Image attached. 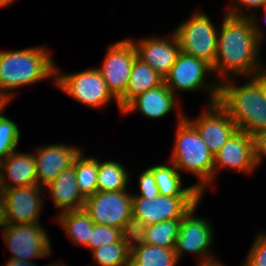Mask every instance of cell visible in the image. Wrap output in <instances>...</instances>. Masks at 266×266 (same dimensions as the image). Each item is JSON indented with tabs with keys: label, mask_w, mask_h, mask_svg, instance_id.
I'll return each mask as SVG.
<instances>
[{
	"label": "cell",
	"mask_w": 266,
	"mask_h": 266,
	"mask_svg": "<svg viewBox=\"0 0 266 266\" xmlns=\"http://www.w3.org/2000/svg\"><path fill=\"white\" fill-rule=\"evenodd\" d=\"M254 15V12L247 14V17L226 14L223 19L220 32L218 30L217 56L212 67L213 74L221 75L223 81L230 79V75L253 77L264 69L258 53L265 35Z\"/></svg>",
	"instance_id": "cell-1"
},
{
	"label": "cell",
	"mask_w": 266,
	"mask_h": 266,
	"mask_svg": "<svg viewBox=\"0 0 266 266\" xmlns=\"http://www.w3.org/2000/svg\"><path fill=\"white\" fill-rule=\"evenodd\" d=\"M48 49L30 47L14 51H0V95L9 103L18 87L38 83L53 77L56 66ZM10 91V92H9Z\"/></svg>",
	"instance_id": "cell-2"
},
{
	"label": "cell",
	"mask_w": 266,
	"mask_h": 266,
	"mask_svg": "<svg viewBox=\"0 0 266 266\" xmlns=\"http://www.w3.org/2000/svg\"><path fill=\"white\" fill-rule=\"evenodd\" d=\"M231 81H220L218 103L229 113L238 130L253 137L266 131V100L261 86L252 77L241 86Z\"/></svg>",
	"instance_id": "cell-3"
},
{
	"label": "cell",
	"mask_w": 266,
	"mask_h": 266,
	"mask_svg": "<svg viewBox=\"0 0 266 266\" xmlns=\"http://www.w3.org/2000/svg\"><path fill=\"white\" fill-rule=\"evenodd\" d=\"M176 139L170 162L177 169L186 170L198 177L194 187L203 196L212 183L214 154L209 150L196 128L187 120L183 112H178Z\"/></svg>",
	"instance_id": "cell-4"
},
{
	"label": "cell",
	"mask_w": 266,
	"mask_h": 266,
	"mask_svg": "<svg viewBox=\"0 0 266 266\" xmlns=\"http://www.w3.org/2000/svg\"><path fill=\"white\" fill-rule=\"evenodd\" d=\"M174 32L181 52L202 59L213 67L217 56L218 30L206 13H194Z\"/></svg>",
	"instance_id": "cell-5"
},
{
	"label": "cell",
	"mask_w": 266,
	"mask_h": 266,
	"mask_svg": "<svg viewBox=\"0 0 266 266\" xmlns=\"http://www.w3.org/2000/svg\"><path fill=\"white\" fill-rule=\"evenodd\" d=\"M54 86L90 108L106 107L113 99L118 104V100L109 91L103 76L97 68L61 75V72L56 67Z\"/></svg>",
	"instance_id": "cell-6"
},
{
	"label": "cell",
	"mask_w": 266,
	"mask_h": 266,
	"mask_svg": "<svg viewBox=\"0 0 266 266\" xmlns=\"http://www.w3.org/2000/svg\"><path fill=\"white\" fill-rule=\"evenodd\" d=\"M211 72L212 66L204 60L180 52L164 83L174 94L175 91L193 92L207 88L209 104H212L218 102L220 82H216V85L206 83L207 73Z\"/></svg>",
	"instance_id": "cell-7"
},
{
	"label": "cell",
	"mask_w": 266,
	"mask_h": 266,
	"mask_svg": "<svg viewBox=\"0 0 266 266\" xmlns=\"http://www.w3.org/2000/svg\"><path fill=\"white\" fill-rule=\"evenodd\" d=\"M1 231L5 245L13 253L10 258L32 261L52 253L48 234L39 223L7 224Z\"/></svg>",
	"instance_id": "cell-8"
},
{
	"label": "cell",
	"mask_w": 266,
	"mask_h": 266,
	"mask_svg": "<svg viewBox=\"0 0 266 266\" xmlns=\"http://www.w3.org/2000/svg\"><path fill=\"white\" fill-rule=\"evenodd\" d=\"M202 196H132V214L146 225L172 219H182Z\"/></svg>",
	"instance_id": "cell-9"
},
{
	"label": "cell",
	"mask_w": 266,
	"mask_h": 266,
	"mask_svg": "<svg viewBox=\"0 0 266 266\" xmlns=\"http://www.w3.org/2000/svg\"><path fill=\"white\" fill-rule=\"evenodd\" d=\"M83 208L95 224L121 229L132 215V194L127 189L116 192L96 191L85 199Z\"/></svg>",
	"instance_id": "cell-10"
},
{
	"label": "cell",
	"mask_w": 266,
	"mask_h": 266,
	"mask_svg": "<svg viewBox=\"0 0 266 266\" xmlns=\"http://www.w3.org/2000/svg\"><path fill=\"white\" fill-rule=\"evenodd\" d=\"M199 204L200 200L181 219L174 248L178 260L184 252L203 256L199 263L216 259L208 251L214 237L212 225L206 218L204 219L194 215Z\"/></svg>",
	"instance_id": "cell-11"
},
{
	"label": "cell",
	"mask_w": 266,
	"mask_h": 266,
	"mask_svg": "<svg viewBox=\"0 0 266 266\" xmlns=\"http://www.w3.org/2000/svg\"><path fill=\"white\" fill-rule=\"evenodd\" d=\"M137 58L131 39L120 40L109 46L99 72L112 95L118 100L126 91L131 69Z\"/></svg>",
	"instance_id": "cell-12"
},
{
	"label": "cell",
	"mask_w": 266,
	"mask_h": 266,
	"mask_svg": "<svg viewBox=\"0 0 266 266\" xmlns=\"http://www.w3.org/2000/svg\"><path fill=\"white\" fill-rule=\"evenodd\" d=\"M208 108L198 118L187 120L196 128L209 150L215 155L238 128L218 102L208 105Z\"/></svg>",
	"instance_id": "cell-13"
},
{
	"label": "cell",
	"mask_w": 266,
	"mask_h": 266,
	"mask_svg": "<svg viewBox=\"0 0 266 266\" xmlns=\"http://www.w3.org/2000/svg\"><path fill=\"white\" fill-rule=\"evenodd\" d=\"M39 185L1 190L6 199L8 224L39 223L44 194Z\"/></svg>",
	"instance_id": "cell-14"
},
{
	"label": "cell",
	"mask_w": 266,
	"mask_h": 266,
	"mask_svg": "<svg viewBox=\"0 0 266 266\" xmlns=\"http://www.w3.org/2000/svg\"><path fill=\"white\" fill-rule=\"evenodd\" d=\"M222 167L252 173L256 168L253 136L245 131L237 130L214 155L213 178Z\"/></svg>",
	"instance_id": "cell-15"
},
{
	"label": "cell",
	"mask_w": 266,
	"mask_h": 266,
	"mask_svg": "<svg viewBox=\"0 0 266 266\" xmlns=\"http://www.w3.org/2000/svg\"><path fill=\"white\" fill-rule=\"evenodd\" d=\"M168 38H161L160 36L147 37L141 39L137 44L131 40L135 46L137 58L152 67L163 78L169 74L171 67L181 52L179 41L174 31Z\"/></svg>",
	"instance_id": "cell-16"
},
{
	"label": "cell",
	"mask_w": 266,
	"mask_h": 266,
	"mask_svg": "<svg viewBox=\"0 0 266 266\" xmlns=\"http://www.w3.org/2000/svg\"><path fill=\"white\" fill-rule=\"evenodd\" d=\"M80 147L64 144H49L38 147L34 155L36 162L37 185L46 187L64 169L73 165Z\"/></svg>",
	"instance_id": "cell-17"
},
{
	"label": "cell",
	"mask_w": 266,
	"mask_h": 266,
	"mask_svg": "<svg viewBox=\"0 0 266 266\" xmlns=\"http://www.w3.org/2000/svg\"><path fill=\"white\" fill-rule=\"evenodd\" d=\"M37 184L34 154L13 151L0 162V190Z\"/></svg>",
	"instance_id": "cell-18"
},
{
	"label": "cell",
	"mask_w": 266,
	"mask_h": 266,
	"mask_svg": "<svg viewBox=\"0 0 266 266\" xmlns=\"http://www.w3.org/2000/svg\"><path fill=\"white\" fill-rule=\"evenodd\" d=\"M163 82L161 85L147 90L133 98L123 109L122 112L130 113L139 111L143 116L151 119L162 118L167 115L179 100ZM178 102V103H177Z\"/></svg>",
	"instance_id": "cell-19"
},
{
	"label": "cell",
	"mask_w": 266,
	"mask_h": 266,
	"mask_svg": "<svg viewBox=\"0 0 266 266\" xmlns=\"http://www.w3.org/2000/svg\"><path fill=\"white\" fill-rule=\"evenodd\" d=\"M45 188L50 190L54 206L61 210L60 213L84 207L85 198L79 192L76 182L75 159L72 166L61 171Z\"/></svg>",
	"instance_id": "cell-20"
},
{
	"label": "cell",
	"mask_w": 266,
	"mask_h": 266,
	"mask_svg": "<svg viewBox=\"0 0 266 266\" xmlns=\"http://www.w3.org/2000/svg\"><path fill=\"white\" fill-rule=\"evenodd\" d=\"M164 78L159 75L152 67L141 61L139 58L134 60L129 83L125 93L118 99L120 112L136 96L145 93L147 90L161 85Z\"/></svg>",
	"instance_id": "cell-21"
},
{
	"label": "cell",
	"mask_w": 266,
	"mask_h": 266,
	"mask_svg": "<svg viewBox=\"0 0 266 266\" xmlns=\"http://www.w3.org/2000/svg\"><path fill=\"white\" fill-rule=\"evenodd\" d=\"M148 169L154 175L161 196H202L194 185L182 187L181 174L172 162L154 165Z\"/></svg>",
	"instance_id": "cell-22"
},
{
	"label": "cell",
	"mask_w": 266,
	"mask_h": 266,
	"mask_svg": "<svg viewBox=\"0 0 266 266\" xmlns=\"http://www.w3.org/2000/svg\"><path fill=\"white\" fill-rule=\"evenodd\" d=\"M59 214L57 216L58 224H61L70 240L77 245L87 247L95 223L84 208L65 211Z\"/></svg>",
	"instance_id": "cell-23"
},
{
	"label": "cell",
	"mask_w": 266,
	"mask_h": 266,
	"mask_svg": "<svg viewBox=\"0 0 266 266\" xmlns=\"http://www.w3.org/2000/svg\"><path fill=\"white\" fill-rule=\"evenodd\" d=\"M129 172L120 162L98 160L97 191L116 192L127 189Z\"/></svg>",
	"instance_id": "cell-24"
},
{
	"label": "cell",
	"mask_w": 266,
	"mask_h": 266,
	"mask_svg": "<svg viewBox=\"0 0 266 266\" xmlns=\"http://www.w3.org/2000/svg\"><path fill=\"white\" fill-rule=\"evenodd\" d=\"M178 262L174 249L151 244H144L130 253V266H175Z\"/></svg>",
	"instance_id": "cell-25"
},
{
	"label": "cell",
	"mask_w": 266,
	"mask_h": 266,
	"mask_svg": "<svg viewBox=\"0 0 266 266\" xmlns=\"http://www.w3.org/2000/svg\"><path fill=\"white\" fill-rule=\"evenodd\" d=\"M82 151L75 157V175L78 190L86 199L97 191L98 159L83 157Z\"/></svg>",
	"instance_id": "cell-26"
},
{
	"label": "cell",
	"mask_w": 266,
	"mask_h": 266,
	"mask_svg": "<svg viewBox=\"0 0 266 266\" xmlns=\"http://www.w3.org/2000/svg\"><path fill=\"white\" fill-rule=\"evenodd\" d=\"M181 219H172L148 225L146 244L174 249Z\"/></svg>",
	"instance_id": "cell-27"
},
{
	"label": "cell",
	"mask_w": 266,
	"mask_h": 266,
	"mask_svg": "<svg viewBox=\"0 0 266 266\" xmlns=\"http://www.w3.org/2000/svg\"><path fill=\"white\" fill-rule=\"evenodd\" d=\"M91 252L98 266H130V252L122 240L102 245Z\"/></svg>",
	"instance_id": "cell-28"
},
{
	"label": "cell",
	"mask_w": 266,
	"mask_h": 266,
	"mask_svg": "<svg viewBox=\"0 0 266 266\" xmlns=\"http://www.w3.org/2000/svg\"><path fill=\"white\" fill-rule=\"evenodd\" d=\"M147 227L148 225L133 214L124 222L121 228V240L130 253L146 244Z\"/></svg>",
	"instance_id": "cell-29"
},
{
	"label": "cell",
	"mask_w": 266,
	"mask_h": 266,
	"mask_svg": "<svg viewBox=\"0 0 266 266\" xmlns=\"http://www.w3.org/2000/svg\"><path fill=\"white\" fill-rule=\"evenodd\" d=\"M121 240V229L94 224V230L89 239L87 248L91 251L99 248L102 245H108L114 242H119Z\"/></svg>",
	"instance_id": "cell-30"
},
{
	"label": "cell",
	"mask_w": 266,
	"mask_h": 266,
	"mask_svg": "<svg viewBox=\"0 0 266 266\" xmlns=\"http://www.w3.org/2000/svg\"><path fill=\"white\" fill-rule=\"evenodd\" d=\"M139 190L140 194H134L132 196H139L142 198L151 199L153 197H157L160 195L158 187L155 182V178L153 173L147 168L144 170L143 173H141L139 179Z\"/></svg>",
	"instance_id": "cell-31"
},
{
	"label": "cell",
	"mask_w": 266,
	"mask_h": 266,
	"mask_svg": "<svg viewBox=\"0 0 266 266\" xmlns=\"http://www.w3.org/2000/svg\"><path fill=\"white\" fill-rule=\"evenodd\" d=\"M247 258L256 266H266V234H258Z\"/></svg>",
	"instance_id": "cell-32"
},
{
	"label": "cell",
	"mask_w": 266,
	"mask_h": 266,
	"mask_svg": "<svg viewBox=\"0 0 266 266\" xmlns=\"http://www.w3.org/2000/svg\"><path fill=\"white\" fill-rule=\"evenodd\" d=\"M0 111V138L1 139H19L20 131L18 125Z\"/></svg>",
	"instance_id": "cell-33"
},
{
	"label": "cell",
	"mask_w": 266,
	"mask_h": 266,
	"mask_svg": "<svg viewBox=\"0 0 266 266\" xmlns=\"http://www.w3.org/2000/svg\"><path fill=\"white\" fill-rule=\"evenodd\" d=\"M235 1V6L230 7L227 11L226 14H229L231 16H235V17H247V13L244 14L243 12L241 13L239 10V6H244L247 7L249 9L254 8V9H259L261 7H266V0H234ZM239 5V6H238Z\"/></svg>",
	"instance_id": "cell-34"
},
{
	"label": "cell",
	"mask_w": 266,
	"mask_h": 266,
	"mask_svg": "<svg viewBox=\"0 0 266 266\" xmlns=\"http://www.w3.org/2000/svg\"><path fill=\"white\" fill-rule=\"evenodd\" d=\"M254 143V161L256 167L262 161L263 156H266V131L256 134L253 137Z\"/></svg>",
	"instance_id": "cell-35"
},
{
	"label": "cell",
	"mask_w": 266,
	"mask_h": 266,
	"mask_svg": "<svg viewBox=\"0 0 266 266\" xmlns=\"http://www.w3.org/2000/svg\"><path fill=\"white\" fill-rule=\"evenodd\" d=\"M19 139H1L0 138V161L6 159L16 150Z\"/></svg>",
	"instance_id": "cell-36"
},
{
	"label": "cell",
	"mask_w": 266,
	"mask_h": 266,
	"mask_svg": "<svg viewBox=\"0 0 266 266\" xmlns=\"http://www.w3.org/2000/svg\"><path fill=\"white\" fill-rule=\"evenodd\" d=\"M8 224L7 205L4 194L0 190V227L4 228Z\"/></svg>",
	"instance_id": "cell-37"
},
{
	"label": "cell",
	"mask_w": 266,
	"mask_h": 266,
	"mask_svg": "<svg viewBox=\"0 0 266 266\" xmlns=\"http://www.w3.org/2000/svg\"><path fill=\"white\" fill-rule=\"evenodd\" d=\"M252 78L261 86L264 99L266 100V68L258 71Z\"/></svg>",
	"instance_id": "cell-38"
},
{
	"label": "cell",
	"mask_w": 266,
	"mask_h": 266,
	"mask_svg": "<svg viewBox=\"0 0 266 266\" xmlns=\"http://www.w3.org/2000/svg\"><path fill=\"white\" fill-rule=\"evenodd\" d=\"M5 266H36V264L35 262L33 263V261L10 258Z\"/></svg>",
	"instance_id": "cell-39"
},
{
	"label": "cell",
	"mask_w": 266,
	"mask_h": 266,
	"mask_svg": "<svg viewBox=\"0 0 266 266\" xmlns=\"http://www.w3.org/2000/svg\"><path fill=\"white\" fill-rule=\"evenodd\" d=\"M199 266H223L221 262L218 261V259H214L212 261L200 263Z\"/></svg>",
	"instance_id": "cell-40"
},
{
	"label": "cell",
	"mask_w": 266,
	"mask_h": 266,
	"mask_svg": "<svg viewBox=\"0 0 266 266\" xmlns=\"http://www.w3.org/2000/svg\"><path fill=\"white\" fill-rule=\"evenodd\" d=\"M17 1V0H0V7H9V5L12 4V2Z\"/></svg>",
	"instance_id": "cell-41"
},
{
	"label": "cell",
	"mask_w": 266,
	"mask_h": 266,
	"mask_svg": "<svg viewBox=\"0 0 266 266\" xmlns=\"http://www.w3.org/2000/svg\"><path fill=\"white\" fill-rule=\"evenodd\" d=\"M243 266H256L254 263H252L247 257L246 260L244 261Z\"/></svg>",
	"instance_id": "cell-42"
},
{
	"label": "cell",
	"mask_w": 266,
	"mask_h": 266,
	"mask_svg": "<svg viewBox=\"0 0 266 266\" xmlns=\"http://www.w3.org/2000/svg\"><path fill=\"white\" fill-rule=\"evenodd\" d=\"M45 266H47V265H45ZM48 266H66V264H61V265H59V262H58V265L57 264H50V265H48Z\"/></svg>",
	"instance_id": "cell-43"
}]
</instances>
